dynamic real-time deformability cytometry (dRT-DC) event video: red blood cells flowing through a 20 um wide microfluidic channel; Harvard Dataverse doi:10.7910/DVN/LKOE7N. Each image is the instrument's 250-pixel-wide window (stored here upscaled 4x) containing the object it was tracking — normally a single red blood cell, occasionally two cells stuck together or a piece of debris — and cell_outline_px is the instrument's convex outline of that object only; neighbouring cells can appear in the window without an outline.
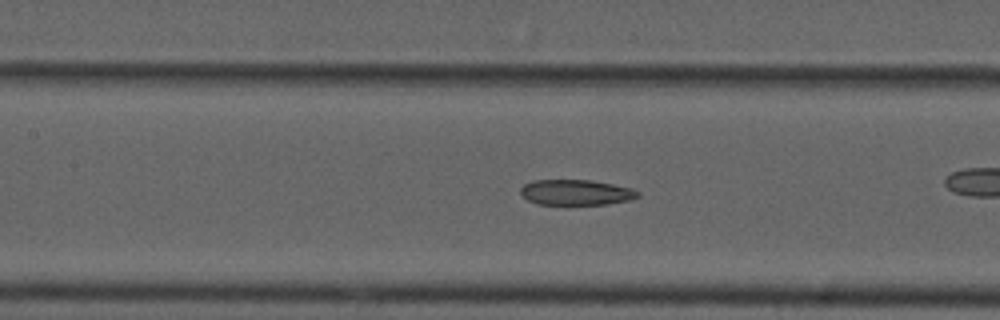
{"species": "common noctule bat (a hibernating species)", "species_latin": "Nyctalus noctula", "temperature_condition": "cold", "stored_images_in_passage": 43, "camera_frame_rate_fps": 3000, "um_per_image_px": 0.085, "animal": {"sex": "male", "forearm_length_mm": 52.5}, "frame": {"image": 1, "passage_image": 25, "time_ms": 8.0, "image_size_px": [1000, 320], "cell_outline_px": [[640, 196], [628, 200], [608, 204], [536, 204], [528, 200], [520, 192], [520, 188], [524, 184], [532, 180], [588, 180], [612, 184], [632, 188], [640, 192]], "centroid_in_image_um": [48.95, 16.35], "position_along_channel_um": 158.4, "area_um2": 17.34}}